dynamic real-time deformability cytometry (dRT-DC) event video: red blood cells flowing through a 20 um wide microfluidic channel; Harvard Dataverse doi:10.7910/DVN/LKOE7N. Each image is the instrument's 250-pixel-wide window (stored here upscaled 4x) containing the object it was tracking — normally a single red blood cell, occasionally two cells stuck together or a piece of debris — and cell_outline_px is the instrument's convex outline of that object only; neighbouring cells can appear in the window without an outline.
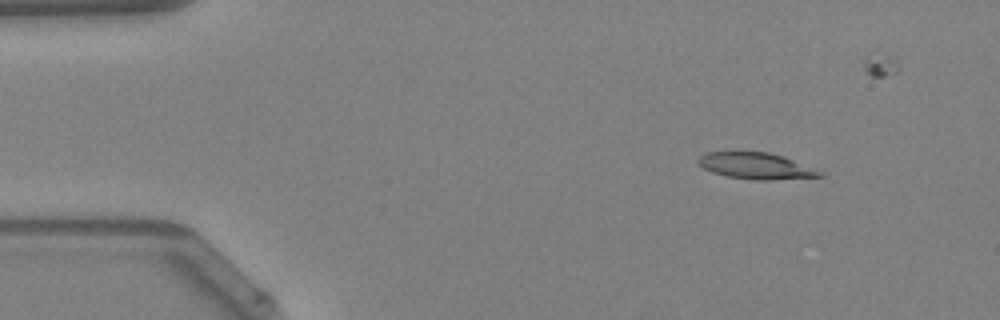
{"species": "Egyptian fruit bat (a non-hibernating species)", "species_latin": "Rousettus aegyptiacus", "temperature_condition": "warm", "stored_images_in_passage": 35, "camera_frame_rate_fps": 3000, "um_per_image_px": 0.085, "animal": {"sex": "female"}, "frame": {"image": 1, "passage_image": 1, "time_ms": 0.0, "image_size_px": [1000, 320], "cell_outline_px": [[824, 176], [768, 180], [756, 180], [728, 176], [712, 172], [704, 168], [696, 160], [704, 152], [768, 152], [784, 156], [824, 172]], "centroid_in_image_um": [64.27, 14.09], "position_along_channel_um": 20.7, "area_um2": 18.55}}
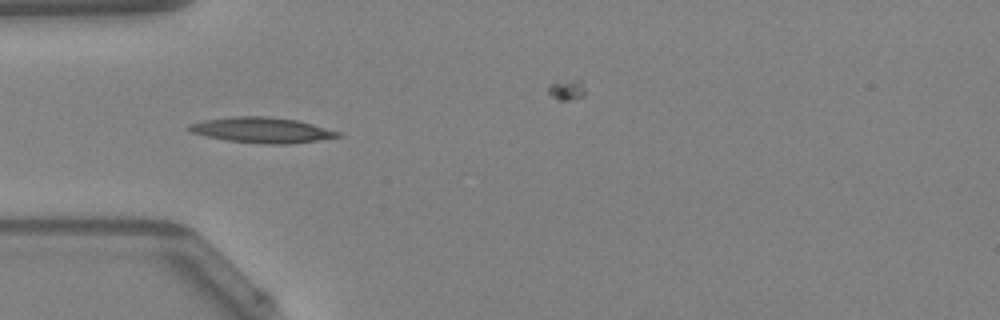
{"frame": {"image": 2, "passage_image": 10, "time_ms": 3.0, "image_size_px": [1000, 320], "cell_outline_px": [[344, 136], [288, 144], [264, 144], [228, 140], [208, 136], [192, 132], [188, 128], [188, 124], [204, 120], [232, 116], [268, 116], [296, 120], [312, 124], [340, 132]], "centroid_in_image_um": [22.28, 11.05], "position_along_channel_um": 62.7, "area_um2": 21.85}}